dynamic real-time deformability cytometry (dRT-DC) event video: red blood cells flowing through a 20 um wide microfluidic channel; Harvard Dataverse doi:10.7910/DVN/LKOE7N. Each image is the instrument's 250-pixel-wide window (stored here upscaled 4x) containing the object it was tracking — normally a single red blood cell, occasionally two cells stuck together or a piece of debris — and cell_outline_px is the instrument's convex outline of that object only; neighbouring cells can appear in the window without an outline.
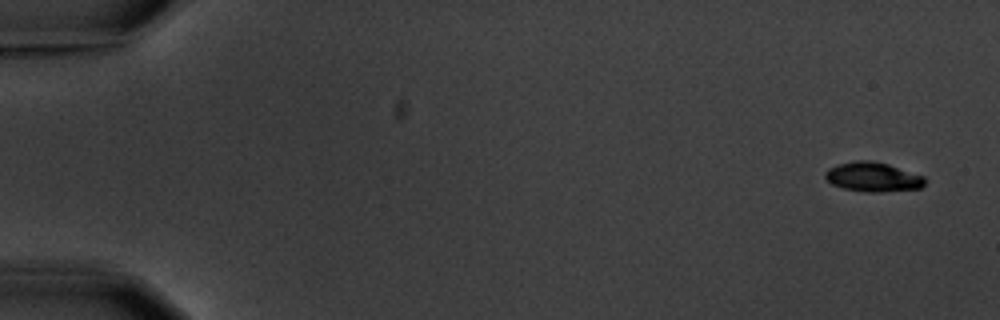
{"species": "common noctule bat (a hibernating species)", "species_latin": "Nyctalus noctula", "temperature_condition": "warm", "stored_images_in_passage": 6, "camera_frame_rate_fps": 3000, "um_per_image_px": 0.085, "animal": {"sex": "male", "body_mass_g": 20.1, "forearm_length_mm": 53.5}, "frame": {"image": 1, "passage_image": 1, "time_ms": 0.0, "image_size_px": [1000, 320], "cell_outline_px": [[928, 180], [920, 188], [880, 192], [868, 192], [844, 188], [832, 184], [824, 176], [824, 172], [828, 168], [840, 164], [856, 160], [872, 160], [888, 164], [924, 176]], "centroid_in_image_um": [74.21, 15.03], "position_along_channel_um": 10.8, "area_um2": 17.05}}